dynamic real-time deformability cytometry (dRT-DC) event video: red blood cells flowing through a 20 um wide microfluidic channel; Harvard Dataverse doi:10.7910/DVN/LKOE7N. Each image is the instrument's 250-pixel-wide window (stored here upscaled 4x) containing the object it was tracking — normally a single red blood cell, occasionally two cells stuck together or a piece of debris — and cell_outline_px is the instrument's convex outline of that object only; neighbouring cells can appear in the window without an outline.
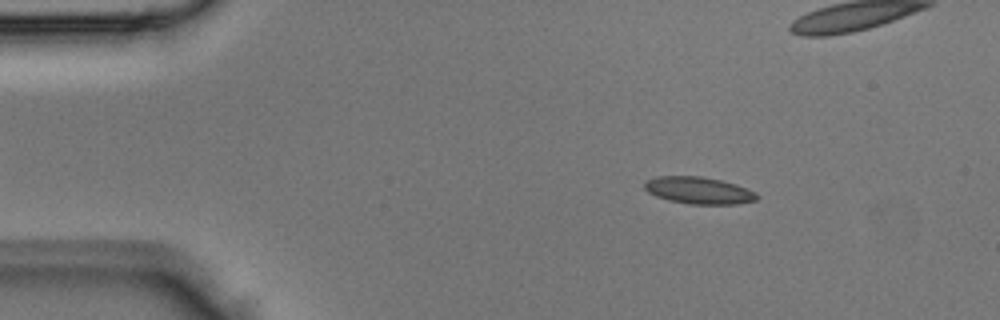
{"species": "Egyptian fruit bat (a non-hibernating species)", "species_latin": "Rousettus aegyptiacus", "temperature_condition": "room temperature", "stored_images_in_passage": 43, "camera_frame_rate_fps": 3000, "um_per_image_px": 0.085, "animal": {"sex": "male"}, "frame": {"image": 1, "passage_image": 6, "time_ms": 1.667, "image_size_px": [1000, 320], "cell_outline_px": [[760, 196], [756, 200], [736, 204], [688, 204], [668, 200], [656, 196], [648, 192], [644, 188], [644, 180], [656, 176], [700, 176], [720, 180], [736, 184], [756, 192]], "centroid_in_image_um": [59.37, 16.18], "position_along_channel_um": 25.6, "area_um2": 17.8}}
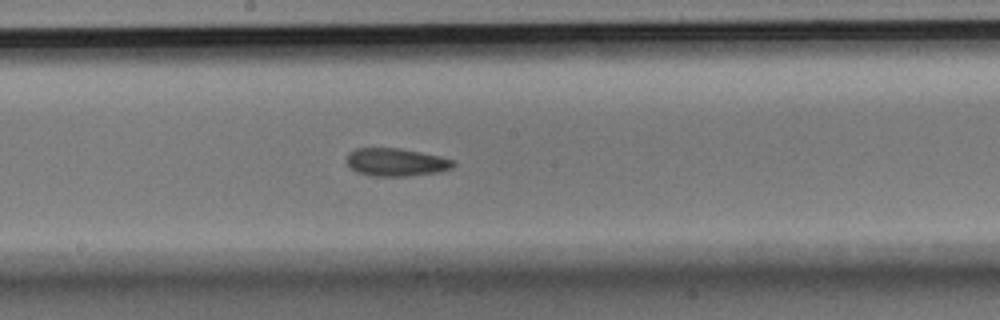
{"frame": {"image": 2, "passage_image": 22, "time_ms": 7.0, "image_size_px": [1000, 320], "cell_outline_px": [[456, 164], [452, 168], [440, 172], [408, 176], [372, 176], [356, 172], [348, 164], [348, 152], [356, 148], [400, 148], [440, 156], [456, 160]], "centroid_in_image_um": [33.71, 13.79], "position_along_channel_um": 214.5, "area_um2": 17.46}}
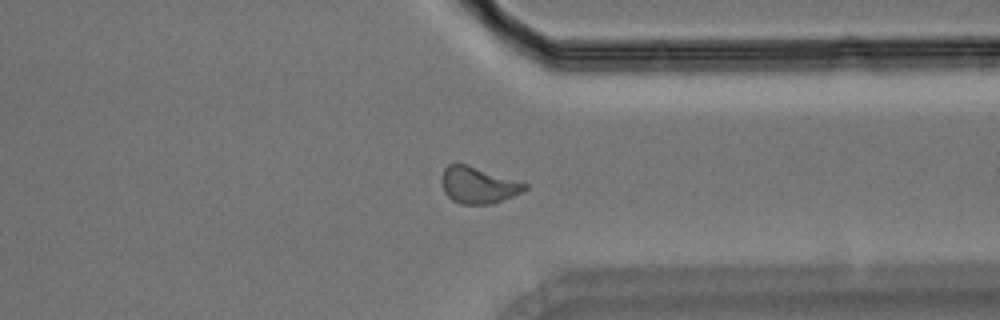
{"frame": {"image": 3, "passage_image": 32, "time_ms": 10.333, "image_size_px": [1000, 320], "cell_outline_px": [[528, 188], [512, 196], [492, 204], [460, 204], [452, 200], [444, 192], [440, 180], [444, 168], [448, 164], [468, 164], [528, 184]], "centroid_in_image_um": [40.61, 15.73], "position_along_channel_um": 370.8, "area_um2": 17.69}}